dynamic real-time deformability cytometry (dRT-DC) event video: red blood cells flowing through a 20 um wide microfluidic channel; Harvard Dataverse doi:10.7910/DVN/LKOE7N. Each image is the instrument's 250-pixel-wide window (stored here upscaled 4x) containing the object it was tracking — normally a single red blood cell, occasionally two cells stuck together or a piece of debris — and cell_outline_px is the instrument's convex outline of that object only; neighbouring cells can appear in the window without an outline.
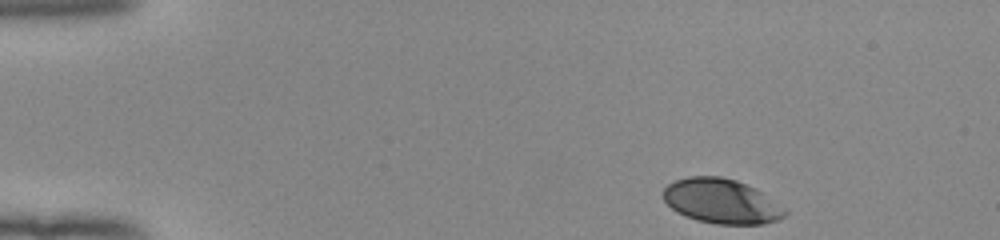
{"species": "human", "species_latin": "Homo sapiens", "temperature_condition": "room temperature", "stored_images_in_passage": 46, "camera_frame_rate_fps": 3000, "um_per_image_px": 0.085, "donor": {"sex": "female"}, "frame": {"image": 1, "passage_image": 1, "time_ms": 0.0, "image_size_px": [1000, 240], "cell_outline_px": [[788, 212], [784, 216], [776, 220], [764, 224], [716, 224], [696, 220], [684, 216], [676, 212], [664, 200], [664, 188], [668, 184], [676, 180], [688, 176], [720, 176], [736, 180], [756, 188]], "centroid_in_image_um": [61.29, 17.1], "position_along_channel_um": 23.7, "area_um2": 31.5}}
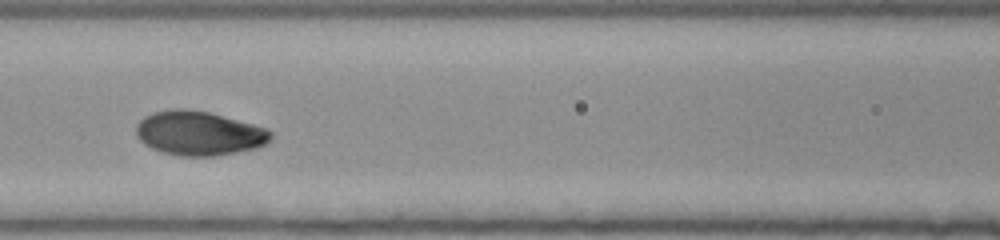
{"frame": {"image": 2, "passage_image": 18, "time_ms": 5.667, "image_size_px": [1000, 240], "cell_outline_px": [[272, 140], [268, 144], [256, 148], [236, 152], [212, 156], [180, 156], [160, 152], [144, 144], [136, 136], [136, 124], [144, 116], [152, 112], [172, 108], [184, 108], [208, 112], [268, 128], [272, 132]], "centroid_in_image_um": [16.91, 11.32], "position_along_channel_um": 149.7, "area_um2": 35.03}}
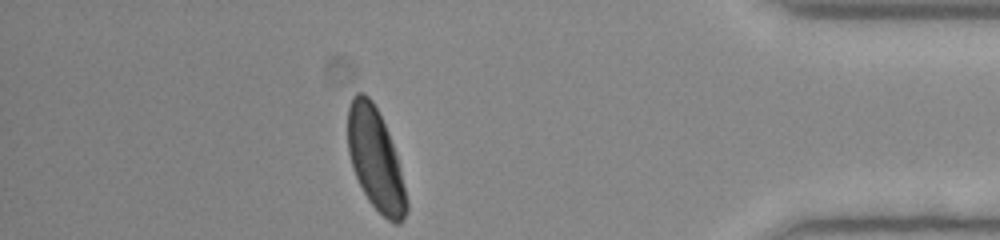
{"frame": {"image": 3, "passage_image": 40, "time_ms": 13.0, "image_size_px": [1000, 240], "cell_outline_px": [[408, 208], [400, 224], [392, 224], [368, 200], [352, 168], [348, 152], [348, 104], [352, 96], [356, 92], [364, 92], [372, 100], [388, 132], [396, 156], [408, 204]], "centroid_in_image_um": [31.88, 13.52], "position_along_channel_um": 403.3, "area_um2": 34.28}, "authors_computed_cell_mechanics": {"area_um2": 34.2465, "velocity_mm_per_s": 3.9532, "shape_relaxation_time_tau1_ms": 2.9372, "shape_relaxation_time_tau2_ms": null, "deformation_change_tau1": 0.1435, "deformation_change_tau2": null}}